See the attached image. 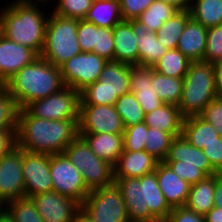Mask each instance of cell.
Here are the masks:
<instances>
[{
  "instance_id": "34",
  "label": "cell",
  "mask_w": 222,
  "mask_h": 222,
  "mask_svg": "<svg viewBox=\"0 0 222 222\" xmlns=\"http://www.w3.org/2000/svg\"><path fill=\"white\" fill-rule=\"evenodd\" d=\"M179 10L173 5L155 0L138 18L149 31L157 32L160 26Z\"/></svg>"
},
{
  "instance_id": "37",
  "label": "cell",
  "mask_w": 222,
  "mask_h": 222,
  "mask_svg": "<svg viewBox=\"0 0 222 222\" xmlns=\"http://www.w3.org/2000/svg\"><path fill=\"white\" fill-rule=\"evenodd\" d=\"M173 137L164 131L148 127L144 150L159 162L166 159Z\"/></svg>"
},
{
  "instance_id": "19",
  "label": "cell",
  "mask_w": 222,
  "mask_h": 222,
  "mask_svg": "<svg viewBox=\"0 0 222 222\" xmlns=\"http://www.w3.org/2000/svg\"><path fill=\"white\" fill-rule=\"evenodd\" d=\"M130 80V92L135 95L145 114L163 104L151 86L152 67L130 65Z\"/></svg>"
},
{
  "instance_id": "55",
  "label": "cell",
  "mask_w": 222,
  "mask_h": 222,
  "mask_svg": "<svg viewBox=\"0 0 222 222\" xmlns=\"http://www.w3.org/2000/svg\"><path fill=\"white\" fill-rule=\"evenodd\" d=\"M4 15L3 9L0 11V39L4 37Z\"/></svg>"
},
{
  "instance_id": "3",
  "label": "cell",
  "mask_w": 222,
  "mask_h": 222,
  "mask_svg": "<svg viewBox=\"0 0 222 222\" xmlns=\"http://www.w3.org/2000/svg\"><path fill=\"white\" fill-rule=\"evenodd\" d=\"M4 86L14 98L19 110L32 101L46 98L65 87L60 68L41 56L24 66Z\"/></svg>"
},
{
  "instance_id": "36",
  "label": "cell",
  "mask_w": 222,
  "mask_h": 222,
  "mask_svg": "<svg viewBox=\"0 0 222 222\" xmlns=\"http://www.w3.org/2000/svg\"><path fill=\"white\" fill-rule=\"evenodd\" d=\"M115 107L123 120L125 127L144 122L145 113L133 93H127L118 98Z\"/></svg>"
},
{
  "instance_id": "29",
  "label": "cell",
  "mask_w": 222,
  "mask_h": 222,
  "mask_svg": "<svg viewBox=\"0 0 222 222\" xmlns=\"http://www.w3.org/2000/svg\"><path fill=\"white\" fill-rule=\"evenodd\" d=\"M98 27L112 29L123 21L119 0H93L92 6L85 18Z\"/></svg>"
},
{
  "instance_id": "32",
  "label": "cell",
  "mask_w": 222,
  "mask_h": 222,
  "mask_svg": "<svg viewBox=\"0 0 222 222\" xmlns=\"http://www.w3.org/2000/svg\"><path fill=\"white\" fill-rule=\"evenodd\" d=\"M189 12L206 28L222 25V0H192Z\"/></svg>"
},
{
  "instance_id": "59",
  "label": "cell",
  "mask_w": 222,
  "mask_h": 222,
  "mask_svg": "<svg viewBox=\"0 0 222 222\" xmlns=\"http://www.w3.org/2000/svg\"><path fill=\"white\" fill-rule=\"evenodd\" d=\"M155 222H169L168 219H160V220H155Z\"/></svg>"
},
{
  "instance_id": "30",
  "label": "cell",
  "mask_w": 222,
  "mask_h": 222,
  "mask_svg": "<svg viewBox=\"0 0 222 222\" xmlns=\"http://www.w3.org/2000/svg\"><path fill=\"white\" fill-rule=\"evenodd\" d=\"M151 86L164 104L179 105L182 97L183 78L162 75L152 68Z\"/></svg>"
},
{
  "instance_id": "8",
  "label": "cell",
  "mask_w": 222,
  "mask_h": 222,
  "mask_svg": "<svg viewBox=\"0 0 222 222\" xmlns=\"http://www.w3.org/2000/svg\"><path fill=\"white\" fill-rule=\"evenodd\" d=\"M63 153L82 173L84 184L89 191L114 182L113 166L99 158L80 136H77Z\"/></svg>"
},
{
  "instance_id": "58",
  "label": "cell",
  "mask_w": 222,
  "mask_h": 222,
  "mask_svg": "<svg viewBox=\"0 0 222 222\" xmlns=\"http://www.w3.org/2000/svg\"><path fill=\"white\" fill-rule=\"evenodd\" d=\"M25 1H33V0H25ZM35 1H39L40 3H46L48 4L50 0H35ZM53 2L52 0L50 1V3Z\"/></svg>"
},
{
  "instance_id": "56",
  "label": "cell",
  "mask_w": 222,
  "mask_h": 222,
  "mask_svg": "<svg viewBox=\"0 0 222 222\" xmlns=\"http://www.w3.org/2000/svg\"><path fill=\"white\" fill-rule=\"evenodd\" d=\"M6 213V203L0 200V217Z\"/></svg>"
},
{
  "instance_id": "15",
  "label": "cell",
  "mask_w": 222,
  "mask_h": 222,
  "mask_svg": "<svg viewBox=\"0 0 222 222\" xmlns=\"http://www.w3.org/2000/svg\"><path fill=\"white\" fill-rule=\"evenodd\" d=\"M22 165L23 149L17 145L0 158V200L5 203L25 197Z\"/></svg>"
},
{
  "instance_id": "38",
  "label": "cell",
  "mask_w": 222,
  "mask_h": 222,
  "mask_svg": "<svg viewBox=\"0 0 222 222\" xmlns=\"http://www.w3.org/2000/svg\"><path fill=\"white\" fill-rule=\"evenodd\" d=\"M19 108L4 85H0V131H17Z\"/></svg>"
},
{
  "instance_id": "25",
  "label": "cell",
  "mask_w": 222,
  "mask_h": 222,
  "mask_svg": "<svg viewBox=\"0 0 222 222\" xmlns=\"http://www.w3.org/2000/svg\"><path fill=\"white\" fill-rule=\"evenodd\" d=\"M89 148L101 159L114 166L123 152V134L78 133Z\"/></svg>"
},
{
  "instance_id": "18",
  "label": "cell",
  "mask_w": 222,
  "mask_h": 222,
  "mask_svg": "<svg viewBox=\"0 0 222 222\" xmlns=\"http://www.w3.org/2000/svg\"><path fill=\"white\" fill-rule=\"evenodd\" d=\"M164 162L167 165L197 166L207 176H213L217 173L203 150L190 144L182 135L173 138Z\"/></svg>"
},
{
  "instance_id": "22",
  "label": "cell",
  "mask_w": 222,
  "mask_h": 222,
  "mask_svg": "<svg viewBox=\"0 0 222 222\" xmlns=\"http://www.w3.org/2000/svg\"><path fill=\"white\" fill-rule=\"evenodd\" d=\"M136 36L139 66L153 67L155 63L167 52V48L157 39L156 32L147 30L139 20H127Z\"/></svg>"
},
{
  "instance_id": "50",
  "label": "cell",
  "mask_w": 222,
  "mask_h": 222,
  "mask_svg": "<svg viewBox=\"0 0 222 222\" xmlns=\"http://www.w3.org/2000/svg\"><path fill=\"white\" fill-rule=\"evenodd\" d=\"M214 203L216 207L222 208V173L214 175Z\"/></svg>"
},
{
  "instance_id": "52",
  "label": "cell",
  "mask_w": 222,
  "mask_h": 222,
  "mask_svg": "<svg viewBox=\"0 0 222 222\" xmlns=\"http://www.w3.org/2000/svg\"><path fill=\"white\" fill-rule=\"evenodd\" d=\"M160 1L173 5L178 10H189L192 4V0H160Z\"/></svg>"
},
{
  "instance_id": "26",
  "label": "cell",
  "mask_w": 222,
  "mask_h": 222,
  "mask_svg": "<svg viewBox=\"0 0 222 222\" xmlns=\"http://www.w3.org/2000/svg\"><path fill=\"white\" fill-rule=\"evenodd\" d=\"M183 117L178 106L162 104L151 112L145 114V124L169 133L173 138L182 135Z\"/></svg>"
},
{
  "instance_id": "9",
  "label": "cell",
  "mask_w": 222,
  "mask_h": 222,
  "mask_svg": "<svg viewBox=\"0 0 222 222\" xmlns=\"http://www.w3.org/2000/svg\"><path fill=\"white\" fill-rule=\"evenodd\" d=\"M81 208L93 222H130L123 196L115 182L91 190Z\"/></svg>"
},
{
  "instance_id": "17",
  "label": "cell",
  "mask_w": 222,
  "mask_h": 222,
  "mask_svg": "<svg viewBox=\"0 0 222 222\" xmlns=\"http://www.w3.org/2000/svg\"><path fill=\"white\" fill-rule=\"evenodd\" d=\"M38 55L30 48L17 44L5 36L0 39V85H4Z\"/></svg>"
},
{
  "instance_id": "20",
  "label": "cell",
  "mask_w": 222,
  "mask_h": 222,
  "mask_svg": "<svg viewBox=\"0 0 222 222\" xmlns=\"http://www.w3.org/2000/svg\"><path fill=\"white\" fill-rule=\"evenodd\" d=\"M158 185L171 208L184 207L190 192V184L176 175L164 162H158L155 169Z\"/></svg>"
},
{
  "instance_id": "6",
  "label": "cell",
  "mask_w": 222,
  "mask_h": 222,
  "mask_svg": "<svg viewBox=\"0 0 222 222\" xmlns=\"http://www.w3.org/2000/svg\"><path fill=\"white\" fill-rule=\"evenodd\" d=\"M78 19L65 18L51 12L47 20L45 44L41 57L60 68L81 53L77 39Z\"/></svg>"
},
{
  "instance_id": "14",
  "label": "cell",
  "mask_w": 222,
  "mask_h": 222,
  "mask_svg": "<svg viewBox=\"0 0 222 222\" xmlns=\"http://www.w3.org/2000/svg\"><path fill=\"white\" fill-rule=\"evenodd\" d=\"M22 172L25 197L30 198L41 193L53 191L49 154L23 150Z\"/></svg>"
},
{
  "instance_id": "57",
  "label": "cell",
  "mask_w": 222,
  "mask_h": 222,
  "mask_svg": "<svg viewBox=\"0 0 222 222\" xmlns=\"http://www.w3.org/2000/svg\"><path fill=\"white\" fill-rule=\"evenodd\" d=\"M0 222H12L10 217L5 213L0 217Z\"/></svg>"
},
{
  "instance_id": "33",
  "label": "cell",
  "mask_w": 222,
  "mask_h": 222,
  "mask_svg": "<svg viewBox=\"0 0 222 222\" xmlns=\"http://www.w3.org/2000/svg\"><path fill=\"white\" fill-rule=\"evenodd\" d=\"M191 61L177 48L167 52L152 67L162 75L184 78Z\"/></svg>"
},
{
  "instance_id": "5",
  "label": "cell",
  "mask_w": 222,
  "mask_h": 222,
  "mask_svg": "<svg viewBox=\"0 0 222 222\" xmlns=\"http://www.w3.org/2000/svg\"><path fill=\"white\" fill-rule=\"evenodd\" d=\"M215 97H218L215 63L191 61L183 78L182 97L178 105L181 116L201 115Z\"/></svg>"
},
{
  "instance_id": "12",
  "label": "cell",
  "mask_w": 222,
  "mask_h": 222,
  "mask_svg": "<svg viewBox=\"0 0 222 222\" xmlns=\"http://www.w3.org/2000/svg\"><path fill=\"white\" fill-rule=\"evenodd\" d=\"M50 172L53 191L83 203L90 191L84 184L82 173L64 153L50 155Z\"/></svg>"
},
{
  "instance_id": "24",
  "label": "cell",
  "mask_w": 222,
  "mask_h": 222,
  "mask_svg": "<svg viewBox=\"0 0 222 222\" xmlns=\"http://www.w3.org/2000/svg\"><path fill=\"white\" fill-rule=\"evenodd\" d=\"M112 32L114 37L113 61L139 65L138 46L131 24L127 20H123L112 28Z\"/></svg>"
},
{
  "instance_id": "13",
  "label": "cell",
  "mask_w": 222,
  "mask_h": 222,
  "mask_svg": "<svg viewBox=\"0 0 222 222\" xmlns=\"http://www.w3.org/2000/svg\"><path fill=\"white\" fill-rule=\"evenodd\" d=\"M124 130L115 105H79L78 133L124 134Z\"/></svg>"
},
{
  "instance_id": "7",
  "label": "cell",
  "mask_w": 222,
  "mask_h": 222,
  "mask_svg": "<svg viewBox=\"0 0 222 222\" xmlns=\"http://www.w3.org/2000/svg\"><path fill=\"white\" fill-rule=\"evenodd\" d=\"M130 64L108 61L98 81L80 92L79 105H115L118 98L130 93Z\"/></svg>"
},
{
  "instance_id": "1",
  "label": "cell",
  "mask_w": 222,
  "mask_h": 222,
  "mask_svg": "<svg viewBox=\"0 0 222 222\" xmlns=\"http://www.w3.org/2000/svg\"><path fill=\"white\" fill-rule=\"evenodd\" d=\"M79 119L49 120L18 111L16 145L28 152L55 155L78 136Z\"/></svg>"
},
{
  "instance_id": "47",
  "label": "cell",
  "mask_w": 222,
  "mask_h": 222,
  "mask_svg": "<svg viewBox=\"0 0 222 222\" xmlns=\"http://www.w3.org/2000/svg\"><path fill=\"white\" fill-rule=\"evenodd\" d=\"M203 152L208 157L212 168L217 173H222V137L218 136L217 140L211 142L203 149Z\"/></svg>"
},
{
  "instance_id": "2",
  "label": "cell",
  "mask_w": 222,
  "mask_h": 222,
  "mask_svg": "<svg viewBox=\"0 0 222 222\" xmlns=\"http://www.w3.org/2000/svg\"><path fill=\"white\" fill-rule=\"evenodd\" d=\"M113 178L123 196L129 221L168 219L172 208L159 188L155 171L140 178Z\"/></svg>"
},
{
  "instance_id": "41",
  "label": "cell",
  "mask_w": 222,
  "mask_h": 222,
  "mask_svg": "<svg viewBox=\"0 0 222 222\" xmlns=\"http://www.w3.org/2000/svg\"><path fill=\"white\" fill-rule=\"evenodd\" d=\"M204 61L222 62V25L208 28Z\"/></svg>"
},
{
  "instance_id": "27",
  "label": "cell",
  "mask_w": 222,
  "mask_h": 222,
  "mask_svg": "<svg viewBox=\"0 0 222 222\" xmlns=\"http://www.w3.org/2000/svg\"><path fill=\"white\" fill-rule=\"evenodd\" d=\"M182 136L193 146L204 149L208 144L217 140L218 132L200 115L183 119Z\"/></svg>"
},
{
  "instance_id": "42",
  "label": "cell",
  "mask_w": 222,
  "mask_h": 222,
  "mask_svg": "<svg viewBox=\"0 0 222 222\" xmlns=\"http://www.w3.org/2000/svg\"><path fill=\"white\" fill-rule=\"evenodd\" d=\"M92 53H95L108 61H113L114 37L112 29L98 27L96 44L94 45Z\"/></svg>"
},
{
  "instance_id": "48",
  "label": "cell",
  "mask_w": 222,
  "mask_h": 222,
  "mask_svg": "<svg viewBox=\"0 0 222 222\" xmlns=\"http://www.w3.org/2000/svg\"><path fill=\"white\" fill-rule=\"evenodd\" d=\"M168 220L169 222H205L203 215L197 214L185 206L172 208Z\"/></svg>"
},
{
  "instance_id": "60",
  "label": "cell",
  "mask_w": 222,
  "mask_h": 222,
  "mask_svg": "<svg viewBox=\"0 0 222 222\" xmlns=\"http://www.w3.org/2000/svg\"><path fill=\"white\" fill-rule=\"evenodd\" d=\"M130 222H155V220H152V221H130Z\"/></svg>"
},
{
  "instance_id": "49",
  "label": "cell",
  "mask_w": 222,
  "mask_h": 222,
  "mask_svg": "<svg viewBox=\"0 0 222 222\" xmlns=\"http://www.w3.org/2000/svg\"><path fill=\"white\" fill-rule=\"evenodd\" d=\"M17 131H0V158L16 146Z\"/></svg>"
},
{
  "instance_id": "28",
  "label": "cell",
  "mask_w": 222,
  "mask_h": 222,
  "mask_svg": "<svg viewBox=\"0 0 222 222\" xmlns=\"http://www.w3.org/2000/svg\"><path fill=\"white\" fill-rule=\"evenodd\" d=\"M214 175L190 186L185 207L197 214L205 216L214 206Z\"/></svg>"
},
{
  "instance_id": "35",
  "label": "cell",
  "mask_w": 222,
  "mask_h": 222,
  "mask_svg": "<svg viewBox=\"0 0 222 222\" xmlns=\"http://www.w3.org/2000/svg\"><path fill=\"white\" fill-rule=\"evenodd\" d=\"M6 214L12 222H44L31 198L15 199L6 203Z\"/></svg>"
},
{
  "instance_id": "53",
  "label": "cell",
  "mask_w": 222,
  "mask_h": 222,
  "mask_svg": "<svg viewBox=\"0 0 222 222\" xmlns=\"http://www.w3.org/2000/svg\"><path fill=\"white\" fill-rule=\"evenodd\" d=\"M216 89L219 97H222V62L215 64Z\"/></svg>"
},
{
  "instance_id": "23",
  "label": "cell",
  "mask_w": 222,
  "mask_h": 222,
  "mask_svg": "<svg viewBox=\"0 0 222 222\" xmlns=\"http://www.w3.org/2000/svg\"><path fill=\"white\" fill-rule=\"evenodd\" d=\"M208 28L190 18L179 38L177 49L190 61H203Z\"/></svg>"
},
{
  "instance_id": "39",
  "label": "cell",
  "mask_w": 222,
  "mask_h": 222,
  "mask_svg": "<svg viewBox=\"0 0 222 222\" xmlns=\"http://www.w3.org/2000/svg\"><path fill=\"white\" fill-rule=\"evenodd\" d=\"M93 0H57L52 13L65 17L83 20L86 18Z\"/></svg>"
},
{
  "instance_id": "40",
  "label": "cell",
  "mask_w": 222,
  "mask_h": 222,
  "mask_svg": "<svg viewBox=\"0 0 222 222\" xmlns=\"http://www.w3.org/2000/svg\"><path fill=\"white\" fill-rule=\"evenodd\" d=\"M148 126L145 122L125 127L123 134V146L125 151H141L144 150L145 138Z\"/></svg>"
},
{
  "instance_id": "21",
  "label": "cell",
  "mask_w": 222,
  "mask_h": 222,
  "mask_svg": "<svg viewBox=\"0 0 222 222\" xmlns=\"http://www.w3.org/2000/svg\"><path fill=\"white\" fill-rule=\"evenodd\" d=\"M159 161L145 150L125 151L113 166V177L140 178L155 171Z\"/></svg>"
},
{
  "instance_id": "16",
  "label": "cell",
  "mask_w": 222,
  "mask_h": 222,
  "mask_svg": "<svg viewBox=\"0 0 222 222\" xmlns=\"http://www.w3.org/2000/svg\"><path fill=\"white\" fill-rule=\"evenodd\" d=\"M44 222H71L81 209L76 200L55 191L30 197Z\"/></svg>"
},
{
  "instance_id": "10",
  "label": "cell",
  "mask_w": 222,
  "mask_h": 222,
  "mask_svg": "<svg viewBox=\"0 0 222 222\" xmlns=\"http://www.w3.org/2000/svg\"><path fill=\"white\" fill-rule=\"evenodd\" d=\"M80 93L65 86L46 98L32 101L25 109L38 118L49 120L79 119Z\"/></svg>"
},
{
  "instance_id": "31",
  "label": "cell",
  "mask_w": 222,
  "mask_h": 222,
  "mask_svg": "<svg viewBox=\"0 0 222 222\" xmlns=\"http://www.w3.org/2000/svg\"><path fill=\"white\" fill-rule=\"evenodd\" d=\"M190 18L189 10H179L166 20L156 32L159 42L168 50L177 48L179 38Z\"/></svg>"
},
{
  "instance_id": "11",
  "label": "cell",
  "mask_w": 222,
  "mask_h": 222,
  "mask_svg": "<svg viewBox=\"0 0 222 222\" xmlns=\"http://www.w3.org/2000/svg\"><path fill=\"white\" fill-rule=\"evenodd\" d=\"M107 62L108 60L92 52H81L73 56L60 67L64 85L80 93L88 85L98 81Z\"/></svg>"
},
{
  "instance_id": "45",
  "label": "cell",
  "mask_w": 222,
  "mask_h": 222,
  "mask_svg": "<svg viewBox=\"0 0 222 222\" xmlns=\"http://www.w3.org/2000/svg\"><path fill=\"white\" fill-rule=\"evenodd\" d=\"M123 20L137 19L155 0H119Z\"/></svg>"
},
{
  "instance_id": "43",
  "label": "cell",
  "mask_w": 222,
  "mask_h": 222,
  "mask_svg": "<svg viewBox=\"0 0 222 222\" xmlns=\"http://www.w3.org/2000/svg\"><path fill=\"white\" fill-rule=\"evenodd\" d=\"M98 26L85 19L78 21L77 39L81 52H93L97 39Z\"/></svg>"
},
{
  "instance_id": "54",
  "label": "cell",
  "mask_w": 222,
  "mask_h": 222,
  "mask_svg": "<svg viewBox=\"0 0 222 222\" xmlns=\"http://www.w3.org/2000/svg\"><path fill=\"white\" fill-rule=\"evenodd\" d=\"M71 222H93L91 218L81 208L74 216Z\"/></svg>"
},
{
  "instance_id": "44",
  "label": "cell",
  "mask_w": 222,
  "mask_h": 222,
  "mask_svg": "<svg viewBox=\"0 0 222 222\" xmlns=\"http://www.w3.org/2000/svg\"><path fill=\"white\" fill-rule=\"evenodd\" d=\"M200 116L214 126L218 135L222 137V97H215Z\"/></svg>"
},
{
  "instance_id": "51",
  "label": "cell",
  "mask_w": 222,
  "mask_h": 222,
  "mask_svg": "<svg viewBox=\"0 0 222 222\" xmlns=\"http://www.w3.org/2000/svg\"><path fill=\"white\" fill-rule=\"evenodd\" d=\"M204 218L205 222H222V208L214 206Z\"/></svg>"
},
{
  "instance_id": "46",
  "label": "cell",
  "mask_w": 222,
  "mask_h": 222,
  "mask_svg": "<svg viewBox=\"0 0 222 222\" xmlns=\"http://www.w3.org/2000/svg\"><path fill=\"white\" fill-rule=\"evenodd\" d=\"M178 177L187 181L190 185L204 180L207 175L197 166L189 165H168Z\"/></svg>"
},
{
  "instance_id": "4",
  "label": "cell",
  "mask_w": 222,
  "mask_h": 222,
  "mask_svg": "<svg viewBox=\"0 0 222 222\" xmlns=\"http://www.w3.org/2000/svg\"><path fill=\"white\" fill-rule=\"evenodd\" d=\"M5 8L4 36L41 55L49 14L40 9L39 1L12 0Z\"/></svg>"
}]
</instances>
